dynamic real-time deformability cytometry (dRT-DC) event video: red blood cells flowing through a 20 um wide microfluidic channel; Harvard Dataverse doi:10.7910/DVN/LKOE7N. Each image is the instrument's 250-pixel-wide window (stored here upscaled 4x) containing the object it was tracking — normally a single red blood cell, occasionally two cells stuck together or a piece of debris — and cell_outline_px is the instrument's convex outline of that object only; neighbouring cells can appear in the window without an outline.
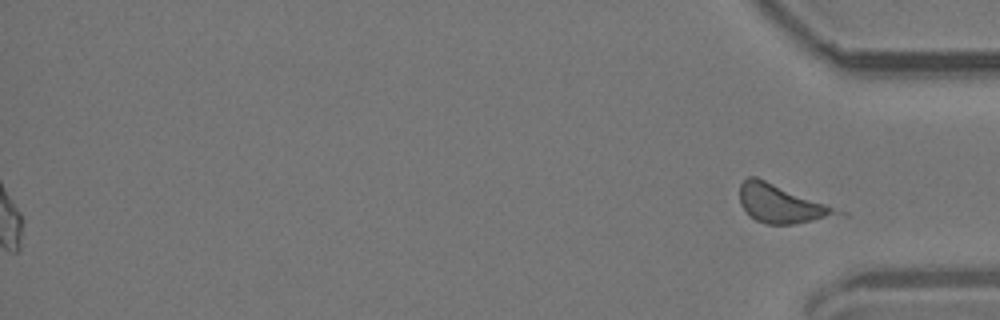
{"species": "common noctule bat (a hibernating species)", "species_latin": "Nyctalus noctula", "temperature_condition": "room temperature", "stored_images_in_passage": 56, "segment_of_instrument_passage": [2, 2], "camera_frame_rate_fps": 3000, "um_per_image_px": 0.085, "animal": {"sex": "male", "body_mass_g": 19.2, "forearm_length_mm": 51.8}, "frame": {"image": 1, "passage_image": 56, "time_ms": 18.333, "image_size_px": [1000, 320], "cell_outline_px": [[852, 216], [792, 224], [764, 224], [756, 220], [740, 204], [740, 184], [748, 176], [756, 176], [848, 212]], "centroid_in_image_um": [66.55, 17.35], "position_along_channel_um": 368.6, "area_um2": 22.31}}